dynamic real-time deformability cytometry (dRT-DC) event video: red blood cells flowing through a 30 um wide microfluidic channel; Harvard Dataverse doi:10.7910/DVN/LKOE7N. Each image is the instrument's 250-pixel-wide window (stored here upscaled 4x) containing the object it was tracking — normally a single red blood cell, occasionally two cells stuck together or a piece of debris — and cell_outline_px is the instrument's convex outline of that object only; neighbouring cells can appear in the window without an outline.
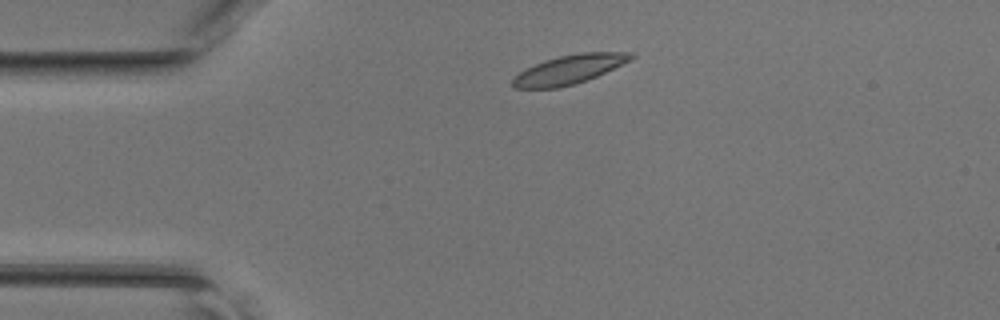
{"species": "common noctule bat (a hibernating species)", "species_latin": "Nyctalus noctula", "temperature_condition": "room temperature", "stored_images_in_passage": 37, "camera_frame_rate_fps": 3000, "um_per_image_px": 0.085, "animal": {"sex": "female", "body_mass_g": 17.0, "forearm_length_mm": 48.0}, "frame": {"image": 1, "passage_image": 1, "time_ms": 0.0, "image_size_px": [1000, 320], "cell_outline_px": [[636, 56], [632, 60], [596, 76], [572, 84], [556, 88], [512, 88], [512, 80], [520, 72], [536, 64], [560, 56], [580, 52], [632, 52]], "centroid_in_image_um": [48.43, 5.89], "position_along_channel_um": 36.6, "area_um2": 19.59}}
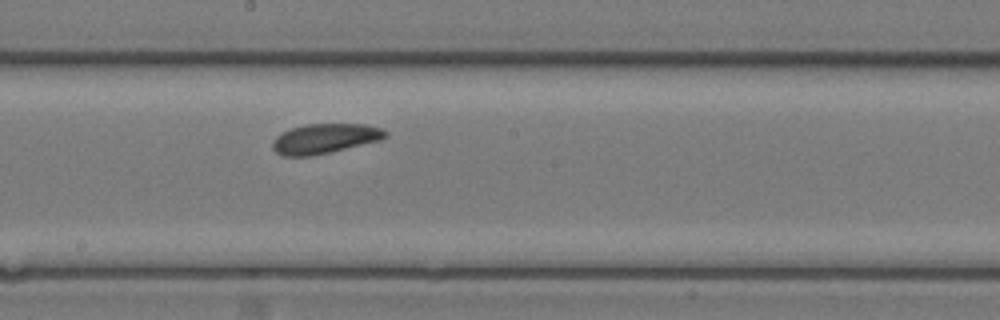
{"frame": {"image": 2, "passage_image": 16, "time_ms": 5.0, "image_size_px": [1000, 320], "cell_outline_px": [[388, 136], [380, 140], [328, 152], [308, 156], [284, 156], [276, 152], [272, 148], [272, 140], [276, 136], [292, 128], [308, 124], [364, 124], [380, 128], [388, 132]], "centroid_in_image_um": [27.6, 11.77], "position_along_channel_um": 220.6, "area_um2": 19.31}}
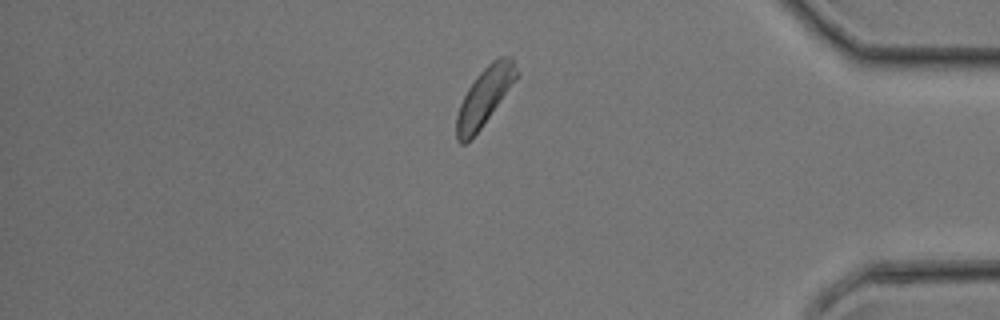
{"frame": {"image": 3, "passage_image": 30, "time_ms": 9.667, "image_size_px": [1000, 320], "cell_outline_px": [[520, 76], [480, 128], [464, 144], [460, 144], [456, 140], [456, 116], [460, 104], [468, 88], [476, 76], [492, 60], [500, 56], [512, 56]], "centroid_in_image_um": [41.21, 8.16], "position_along_channel_um": 394.0, "area_um2": 20.11}}